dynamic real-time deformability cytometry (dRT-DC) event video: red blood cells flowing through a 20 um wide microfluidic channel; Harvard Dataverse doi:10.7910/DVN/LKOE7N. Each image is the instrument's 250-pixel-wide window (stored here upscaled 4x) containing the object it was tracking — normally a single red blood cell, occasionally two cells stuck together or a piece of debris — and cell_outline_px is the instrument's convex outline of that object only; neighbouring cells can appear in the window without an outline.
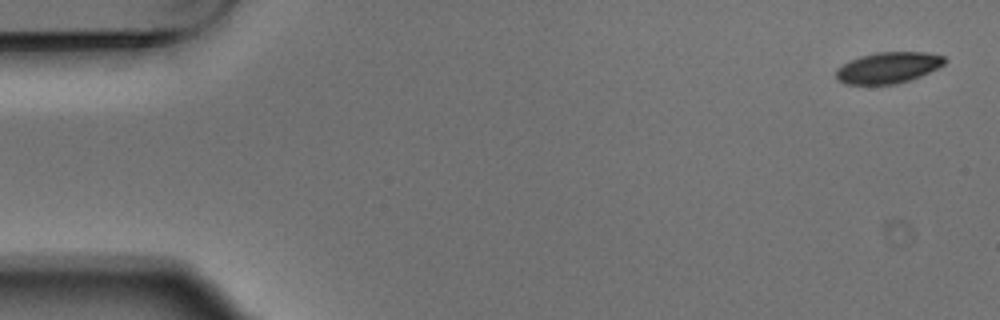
{"species": "Egyptian fruit bat (a non-hibernating species)", "species_latin": "Rousettus aegyptiacus", "temperature_condition": "warm", "stored_images_in_passage": 6, "camera_frame_rate_fps": 3000, "um_per_image_px": 0.085, "animal": {"sex": "male"}, "frame": {"image": 1, "passage_image": 1, "time_ms": 0.0, "image_size_px": [1000, 320], "cell_outline_px": [[948, 60], [944, 64], [920, 76], [896, 84], [844, 84], [836, 80], [836, 68], [860, 56], [876, 52], [928, 52], [944, 56]], "centroid_in_image_um": [75.49, 5.75], "position_along_channel_um": 9.5, "area_um2": 19.65}}
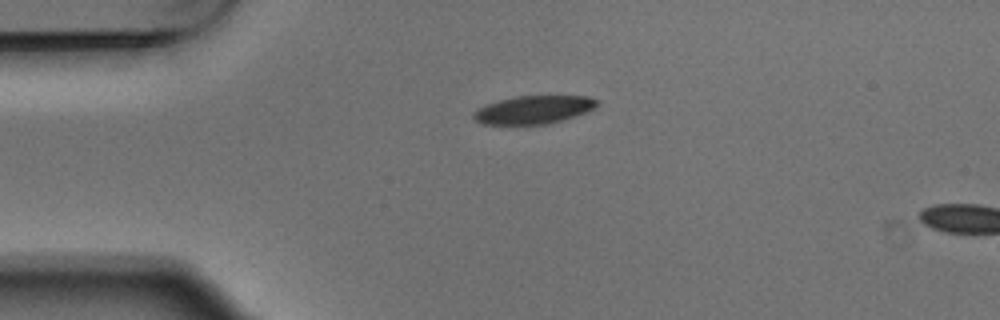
{"frame": {"image": 2, "passage_image": 4, "time_ms": 1.0, "image_size_px": [1000, 320], "cell_outline_px": [[596, 108], [588, 112], [576, 116], [548, 124], [484, 124], [476, 120], [472, 116], [472, 112], [476, 108], [500, 100], [516, 96], [588, 96], [596, 100]], "centroid_in_image_um": [45.36, 9.33], "position_along_channel_um": 39.6, "area_um2": 20.17}}
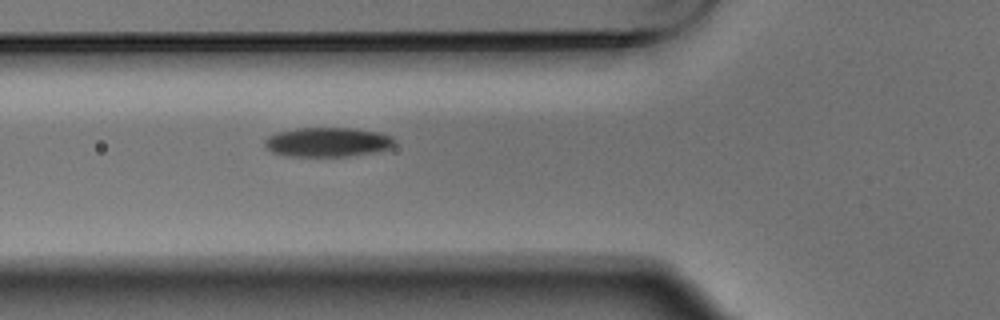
{"frame": {"image": 3, "passage_image": 6, "time_ms": 1.667, "image_size_px": [1000, 320], "cell_outline_px": [[396, 140], [392, 148], [376, 152], [348, 156], [284, 156], [272, 152], [264, 148], [264, 140], [268, 136], [276, 132], [296, 128], [352, 128], [380, 132], [392, 136]], "centroid_in_image_um": [27.84, 12.08], "position_along_channel_um": 98.0, "area_um2": 22.6}}